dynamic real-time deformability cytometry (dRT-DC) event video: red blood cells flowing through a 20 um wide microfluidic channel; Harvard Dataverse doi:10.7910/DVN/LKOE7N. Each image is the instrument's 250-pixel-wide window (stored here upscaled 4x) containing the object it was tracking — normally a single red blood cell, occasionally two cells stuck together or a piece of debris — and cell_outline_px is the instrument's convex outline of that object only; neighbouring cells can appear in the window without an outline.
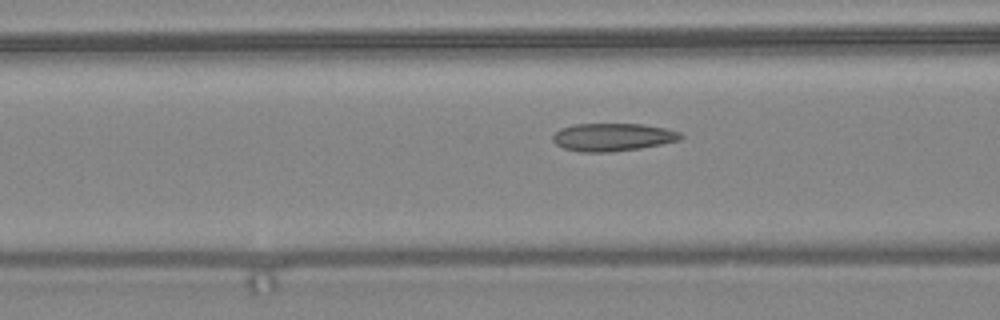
{"species": "common noctule bat (a hibernating species)", "species_latin": "Nyctalus noctula", "temperature_condition": "warm", "stored_images_in_passage": 12, "camera_frame_rate_fps": 3000, "um_per_image_px": 0.085, "animal": {"sex": "female", "body_mass_g": 24.6, "forearm_length_mm": 56.2}, "frame": {"image": 1, "passage_image": 9, "time_ms": 2.667, "image_size_px": [1000, 320], "cell_outline_px": [[684, 136], [680, 140], [640, 148], [612, 152], [580, 152], [564, 148], [556, 144], [552, 140], [552, 136], [560, 128], [576, 124], [644, 124], [664, 128], [680, 132]], "centroid_in_image_um": [52.07, 11.65], "position_along_channel_um": 114.5, "area_um2": 20.75}}